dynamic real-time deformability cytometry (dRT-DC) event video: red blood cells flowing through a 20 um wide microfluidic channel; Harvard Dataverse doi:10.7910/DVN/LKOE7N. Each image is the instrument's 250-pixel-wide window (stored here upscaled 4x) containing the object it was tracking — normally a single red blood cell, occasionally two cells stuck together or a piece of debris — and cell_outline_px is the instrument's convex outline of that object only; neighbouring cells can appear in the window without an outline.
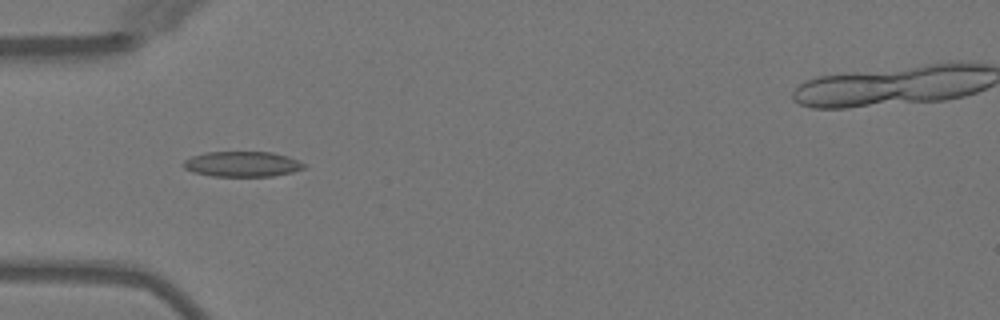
{"species": "Egyptian fruit bat (a non-hibernating species)", "species_latin": "Rousettus aegyptiacus", "temperature_condition": "warm", "stored_images_in_passage": 4, "camera_frame_rate_fps": 3000, "um_per_image_px": 0.085, "animal": {"sex": "female"}, "frame": {"image": 1, "passage_image": 2, "time_ms": 1.333, "image_size_px": [1000, 320], "cell_outline_px": [[308, 164], [304, 168], [292, 172], [272, 176], [212, 176], [192, 172], [184, 168], [180, 164], [184, 160], [192, 156], [204, 152], [272, 152], [288, 156]], "centroid_in_image_um": [20.57, 13.94], "position_along_channel_um": 64.4, "area_um2": 17.98}}
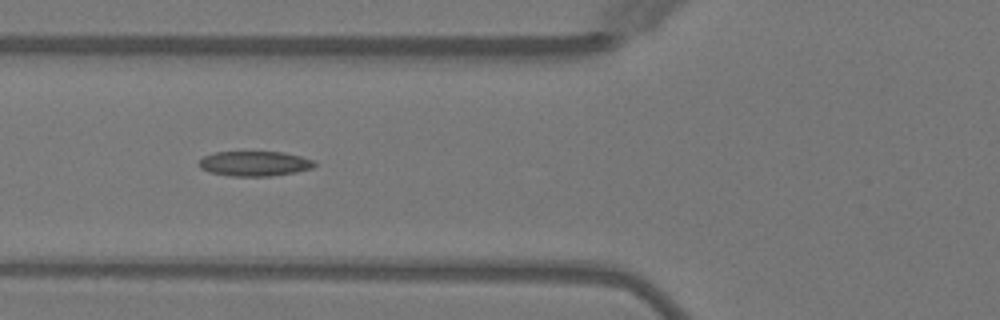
{"frame": {"image": 2, "passage_image": 3, "time_ms": 2.333, "image_size_px": [1000, 320], "cell_outline_px": [[316, 164], [312, 168], [296, 172], [272, 176], [232, 176], [208, 172], [200, 168], [200, 160], [204, 156], [216, 152], [284, 152], [316, 160]], "centroid_in_image_um": [21.67, 13.91], "position_along_channel_um": 104.1, "area_um2": 16.82}}
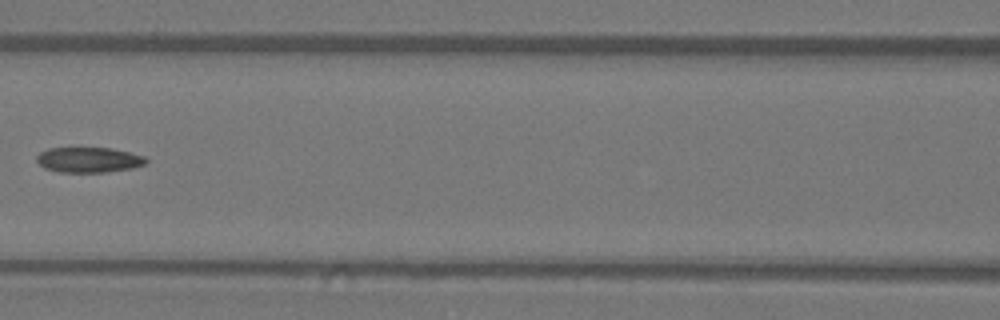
{"frame": {"image": 3, "passage_image": 4, "time_ms": 3.667, "image_size_px": [1000, 320], "cell_outline_px": [[148, 160], [144, 164], [132, 168], [108, 172], [56, 172], [44, 168], [36, 160], [36, 156], [40, 152], [48, 148], [112, 148], [144, 156]], "centroid_in_image_um": [7.52, 13.59], "position_along_channel_um": 159.1, "area_um2": 16.13}}